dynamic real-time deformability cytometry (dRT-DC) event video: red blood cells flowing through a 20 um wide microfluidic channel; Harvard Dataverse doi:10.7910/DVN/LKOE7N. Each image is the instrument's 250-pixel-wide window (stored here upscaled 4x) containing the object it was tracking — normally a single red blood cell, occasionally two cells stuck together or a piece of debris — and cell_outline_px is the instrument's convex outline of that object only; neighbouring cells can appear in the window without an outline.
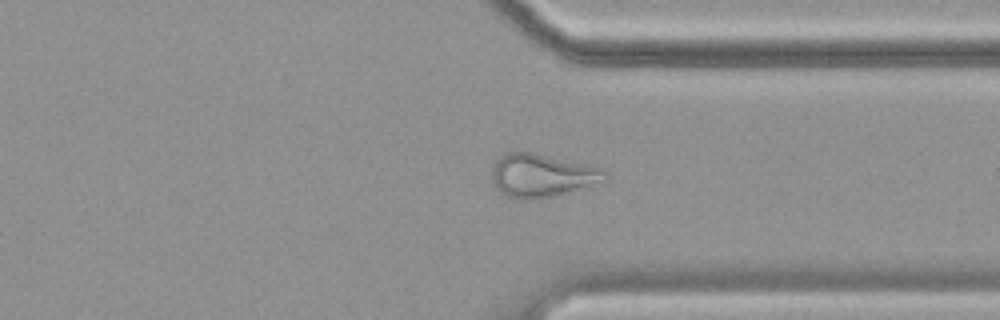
{"species": "common noctule bat (a hibernating species)", "species_latin": "Nyctalus noctula", "temperature_condition": "cold", "stored_images_in_passage": 58, "camera_frame_rate_fps": 3000, "um_per_image_px": 0.085, "animal": {"sex": "female", "body_mass_g": 19.9}, "frame": {"image": 1, "passage_image": 43, "time_ms": 14.0, "image_size_px": [1000, 320], "cell_outline_px": [[608, 180], [552, 196], [528, 200], [524, 200], [508, 196], [500, 192], [496, 188], [492, 180], [492, 168], [496, 160], [500, 156], [508, 152], [532, 152], [588, 164], [604, 168], [608, 176]], "centroid_in_image_um": [46.07, 14.9], "position_along_channel_um": 365.3, "area_um2": 28.44}}
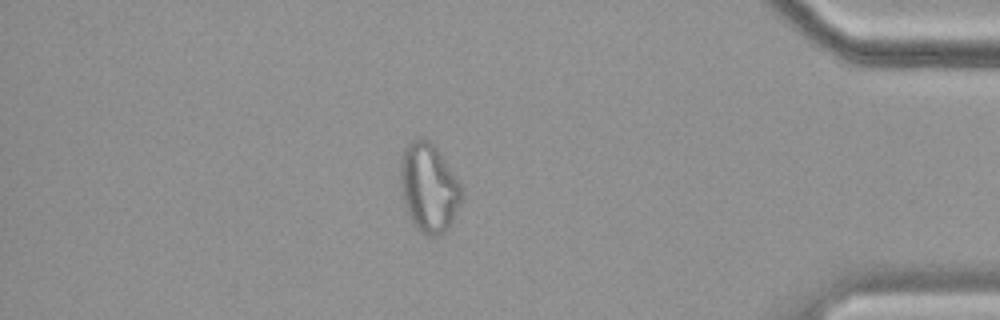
{"frame": {"image": 2, "passage_image": 49, "time_ms": 16.0, "image_size_px": [1000, 320], "cell_outline_px": [[464, 192], [452, 220], [448, 228], [440, 236], [428, 236], [412, 220], [408, 212], [404, 200], [400, 180], [400, 160], [404, 148], [408, 144], [420, 136], [428, 140], [440, 152], [460, 180]], "centroid_in_image_um": [36.48, 15.9], "position_along_channel_um": 398.7, "area_um2": 31.44}, "authors_computed_cell_mechanics": {"area_um2": 29.1601, "velocity_mm_per_s": 3.4731, "shape_relaxation_time_tau1_ms": null, "shape_relaxation_time_tau2_ms": 4.0134, "deformation_change_tau1": null, "deformation_change_tau2": 0.1349}}